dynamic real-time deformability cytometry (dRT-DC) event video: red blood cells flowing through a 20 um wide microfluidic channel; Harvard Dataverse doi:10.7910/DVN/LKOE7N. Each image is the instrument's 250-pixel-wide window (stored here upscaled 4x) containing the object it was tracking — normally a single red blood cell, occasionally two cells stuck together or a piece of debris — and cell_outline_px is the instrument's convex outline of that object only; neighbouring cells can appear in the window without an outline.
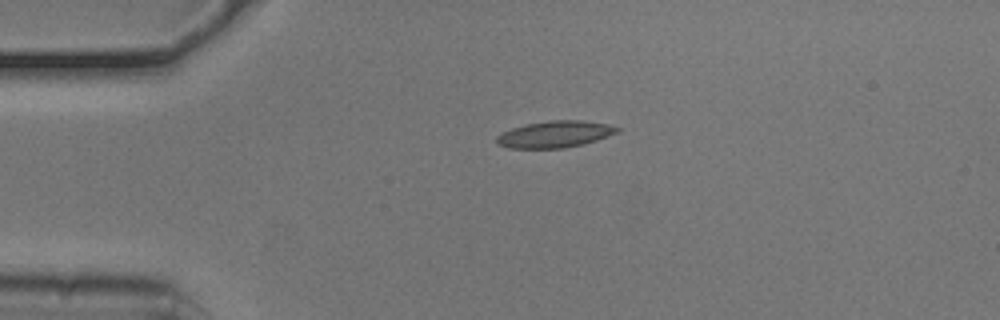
{"species": "common noctule bat (a hibernating species)", "species_latin": "Nyctalus noctula", "temperature_condition": "cold", "stored_images_in_passage": 42, "camera_frame_rate_fps": 3000, "um_per_image_px": 0.085, "animal": {"sex": "male", "body_mass_g": 20.5, "forearm_length_mm": 52.5}, "frame": {"image": 1, "passage_image": 1, "time_ms": 0.0, "image_size_px": [1000, 320], "cell_outline_px": [[620, 132], [596, 140], [564, 148], [508, 148], [496, 144], [496, 136], [512, 128], [524, 124], [552, 120], [580, 120], [608, 124], [620, 128]], "centroid_in_image_um": [47.15, 11.41], "position_along_channel_um": 37.8, "area_um2": 18.67}}
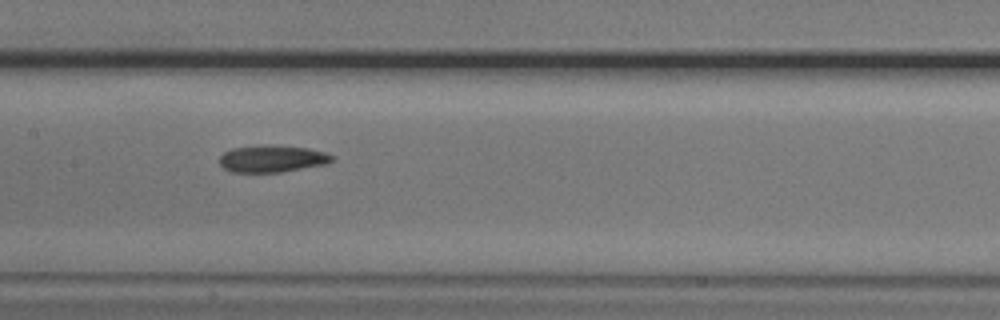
{"frame": {"image": 2, "passage_image": 15, "time_ms": 4.667, "image_size_px": [1000, 320], "cell_outline_px": [[336, 160], [328, 164], [280, 172], [232, 172], [224, 168], [220, 164], [220, 156], [224, 152], [232, 148], [308, 148], [324, 152], [336, 156]], "centroid_in_image_um": [23.21, 13.55], "position_along_channel_um": 184.2, "area_um2": 16.82}}
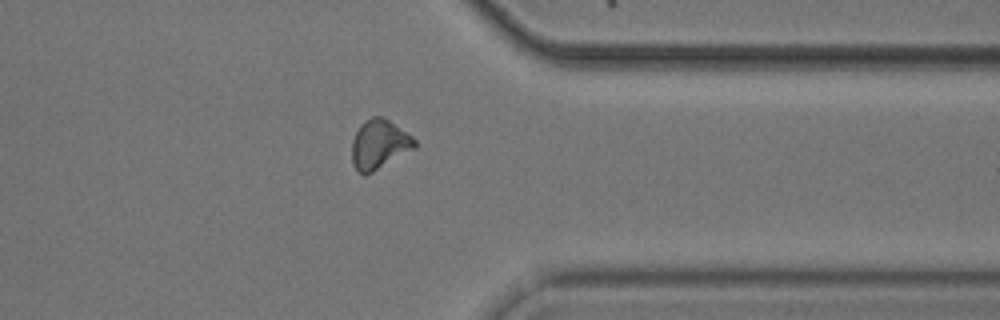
{"frame": {"image": 3, "passage_image": 31, "time_ms": 10.0, "image_size_px": [1000, 320], "cell_outline_px": [[416, 148], [372, 172], [364, 176], [352, 164], [352, 140], [360, 124], [372, 116], [380, 116], [388, 120], [412, 136], [416, 140]], "centroid_in_image_um": [32.23, 12.28], "position_along_channel_um": 379.2, "area_um2": 17.92}, "authors_computed_cell_mechanics": {"area_um2": 17.3978, "velocity_mm_per_s": 3.7808, "shape_relaxation_time_tau1_ms": null, "shape_relaxation_time_tau2_ms": 3.8453, "deformation_change_tau1": null, "deformation_change_tau2": 0.1074}}